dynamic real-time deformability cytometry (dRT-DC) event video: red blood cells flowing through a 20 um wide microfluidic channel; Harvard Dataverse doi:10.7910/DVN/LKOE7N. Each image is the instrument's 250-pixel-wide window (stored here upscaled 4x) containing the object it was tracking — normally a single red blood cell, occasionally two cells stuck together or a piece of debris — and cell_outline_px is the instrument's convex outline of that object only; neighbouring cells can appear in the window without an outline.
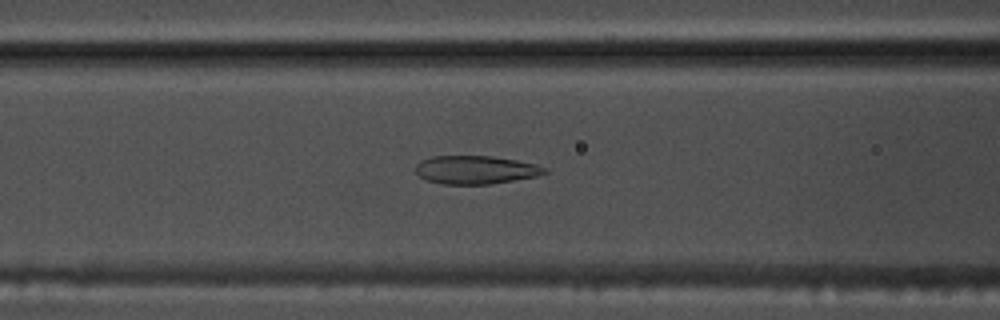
{"species": "common noctule bat (a hibernating species)", "species_latin": "Nyctalus noctula", "temperature_condition": "warm", "stored_images_in_passage": 49, "camera_frame_rate_fps": 3000, "um_per_image_px": 0.085, "animal": {"sex": "male", "body_mass_g": 17.5, "forearm_length_mm": 52.3}, "frame": {"image": 1, "passage_image": 17, "time_ms": 5.333, "image_size_px": [1000, 320], "cell_outline_px": [[548, 172], [536, 176], [488, 184], [444, 184], [428, 180], [420, 176], [416, 172], [416, 164], [420, 160], [432, 156], [492, 156], [516, 160], [536, 164], [548, 168]], "centroid_in_image_um": [40.43, 14.42], "position_along_channel_um": 126.2, "area_um2": 21.15}}
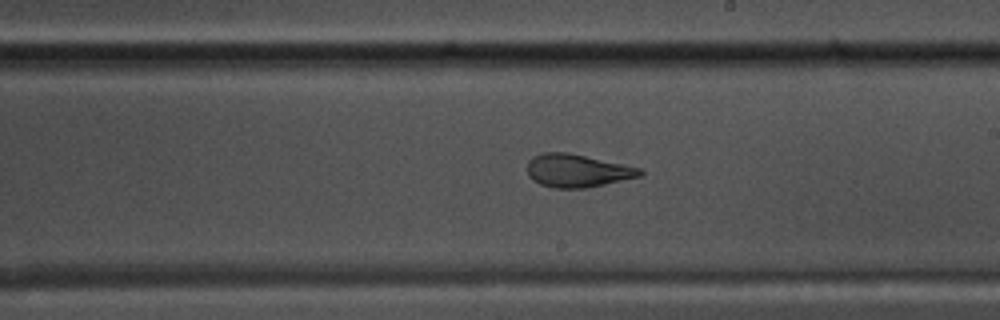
{"frame": {"image": 2, "passage_image": 26, "time_ms": 8.333, "image_size_px": [1000, 320], "cell_outline_px": [[644, 172], [640, 176], [588, 188], [552, 188], [540, 184], [532, 180], [528, 176], [528, 160], [532, 156], [544, 152], [568, 152], [644, 168]], "centroid_in_image_um": [49.08, 14.5], "position_along_channel_um": 239.9, "area_um2": 21.96}}
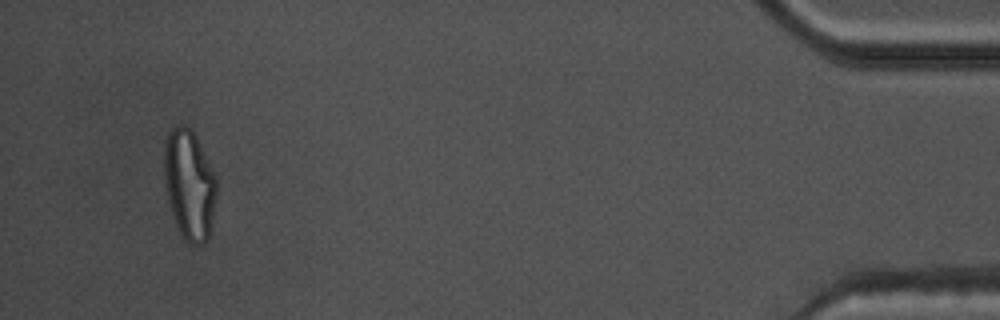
{"frame": {"image": 3, "passage_image": 46, "time_ms": 15.0, "image_size_px": [1000, 320], "cell_outline_px": [[216, 200], [208, 240], [204, 244], [188, 244], [180, 232], [176, 224], [168, 200], [164, 176], [164, 144], [168, 132], [176, 124], [184, 124], [196, 136], [216, 180]], "centroid_in_image_um": [16.08, 15.7], "position_along_channel_um": 419.1, "area_um2": 33.29}, "authors_computed_cell_mechanics": {"area_um2": 24.276, "velocity_mm_per_s": 3.8017, "shape_relaxation_time_tau1_ms": null, "shape_relaxation_time_tau2_ms": 1.1637, "deformation_change_tau1": null, "deformation_change_tau2": 0.0917}}